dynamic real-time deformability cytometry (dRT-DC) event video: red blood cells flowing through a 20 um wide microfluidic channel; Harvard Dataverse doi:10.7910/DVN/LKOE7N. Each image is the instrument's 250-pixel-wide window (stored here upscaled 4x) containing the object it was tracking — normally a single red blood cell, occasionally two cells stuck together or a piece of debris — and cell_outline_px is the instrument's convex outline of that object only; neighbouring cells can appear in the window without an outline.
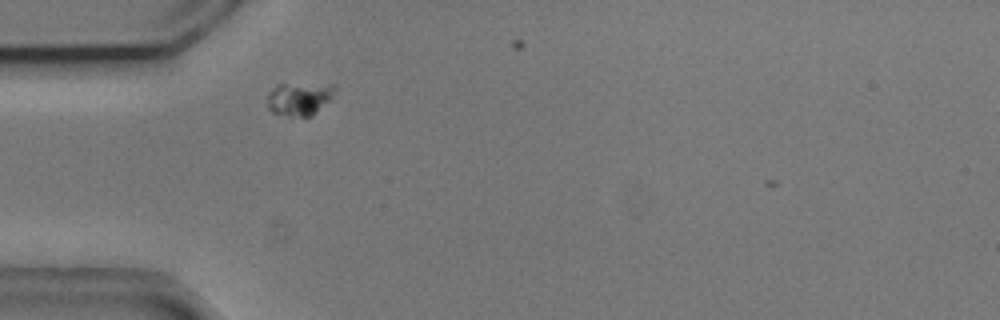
{"species": "common noctule bat (a hibernating species)", "species_latin": "Nyctalus noctula", "temperature_condition": "cold", "stored_images_in_passage": 9, "camera_frame_rate_fps": 3000, "um_per_image_px": 0.085, "animal": {"sex": "male", "body_mass_g": 20.5, "forearm_length_mm": 52.5}, "frame": {"image": 1, "passage_image": 2, "time_ms": 0.333, "image_size_px": [1000, 320], "cell_outline_px": [[336, 88], [332, 96], [312, 116], [288, 116], [272, 112], [268, 108], [268, 92], [276, 84], [336, 84]], "centroid_in_image_um": [25.42, 8.38], "position_along_channel_um": 59.6, "area_um2": 12.95}}
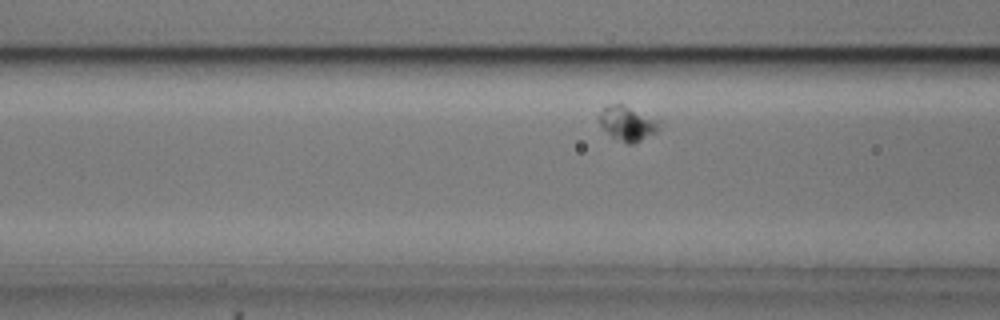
{"frame": {"image": 2, "passage_image": 7, "time_ms": 2.0, "image_size_px": [1000, 320], "cell_outline_px": [[660, 120], [656, 132], [632, 144], [628, 144], [612, 136], [600, 124], [600, 108], [608, 104], [624, 104]], "centroid_in_image_um": [53.32, 10.45], "position_along_channel_um": 113.3, "area_um2": 11.91}}